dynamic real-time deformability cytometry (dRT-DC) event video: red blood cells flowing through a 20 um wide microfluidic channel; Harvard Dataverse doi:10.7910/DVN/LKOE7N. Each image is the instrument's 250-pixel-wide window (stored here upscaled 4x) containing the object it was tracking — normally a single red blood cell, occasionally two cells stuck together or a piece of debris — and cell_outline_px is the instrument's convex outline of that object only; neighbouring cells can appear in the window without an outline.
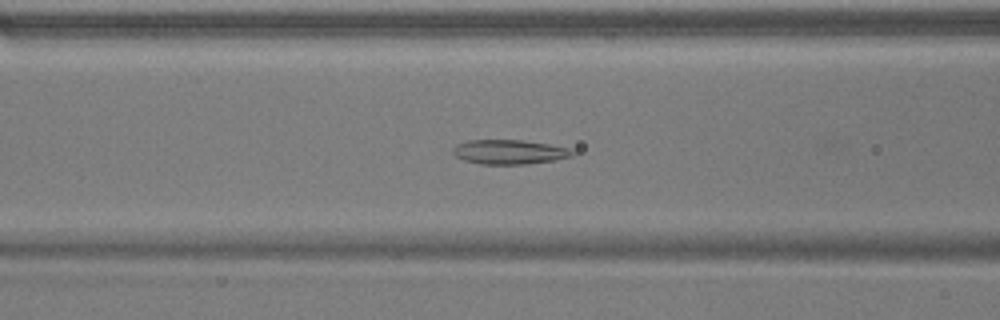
{"species": "common noctule bat (a hibernating species)", "species_latin": "Nyctalus noctula", "temperature_condition": "warm", "stored_images_in_passage": 53, "camera_frame_rate_fps": 3000, "um_per_image_px": 0.085, "animal": {"sex": "male", "body_mass_g": 17.9}, "frame": {"image": 1, "passage_image": 21, "time_ms": 6.667, "image_size_px": [1000, 320], "cell_outline_px": [[576, 152], [572, 156], [556, 160], [524, 164], [480, 164], [464, 160], [456, 156], [452, 152], [452, 148], [456, 144], [468, 140], [520, 140], [548, 144], [568, 148]], "centroid_in_image_um": [43.27, 12.91], "position_along_channel_um": 123.3, "area_um2": 16.99}}
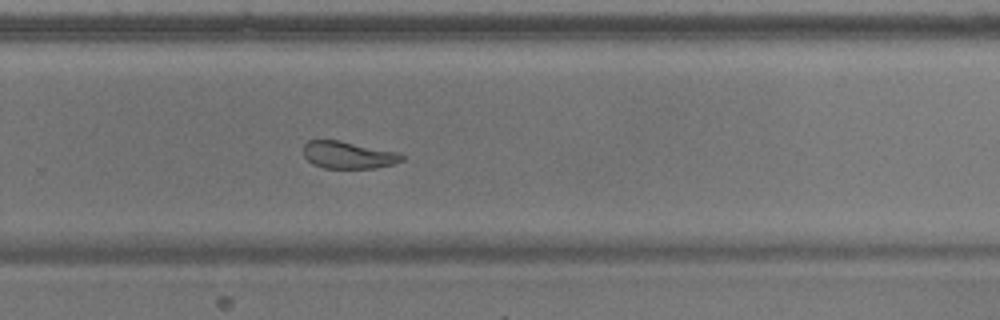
{"frame": {"image": 2, "passage_image": 35, "time_ms": 11.333, "image_size_px": [1000, 320], "cell_outline_px": [[404, 160], [392, 164], [376, 168], [324, 168], [312, 164], [304, 156], [304, 144], [308, 140], [340, 140], [396, 152], [404, 156]], "centroid_in_image_um": [29.58, 13.17], "position_along_channel_um": 300.2, "area_um2": 15.55}}
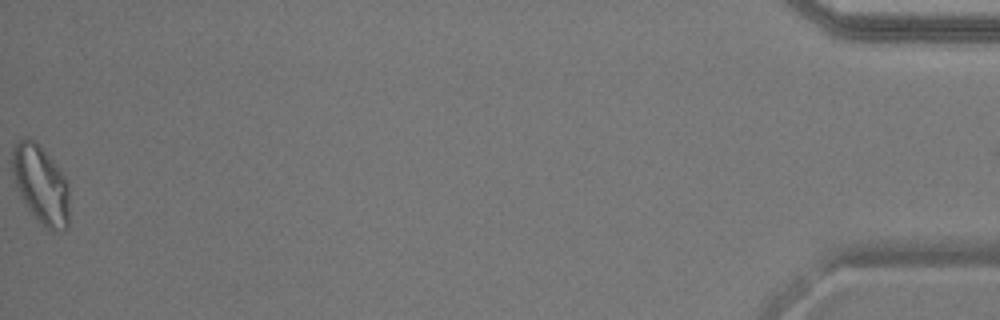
{"frame": {"image": 3, "passage_image": 53, "time_ms": 17.333, "image_size_px": [1000, 320], "cell_outline_px": [[68, 228], [56, 232], [48, 232], [28, 208], [20, 196], [16, 188], [12, 168], [12, 148], [24, 136], [28, 136], [36, 140], [68, 180]], "centroid_in_image_um": [3.47, 15.68], "position_along_channel_um": 431.7, "area_um2": 26.3}, "authors_computed_cell_mechanics": {"area_um2": 19.8254, "velocity_mm_per_s": 3.7993, "shape_relaxation_time_tau1_ms": null, "shape_relaxation_time_tau2_ms": 2.1856, "deformation_change_tau1": null, "deformation_change_tau2": 0.0985}}